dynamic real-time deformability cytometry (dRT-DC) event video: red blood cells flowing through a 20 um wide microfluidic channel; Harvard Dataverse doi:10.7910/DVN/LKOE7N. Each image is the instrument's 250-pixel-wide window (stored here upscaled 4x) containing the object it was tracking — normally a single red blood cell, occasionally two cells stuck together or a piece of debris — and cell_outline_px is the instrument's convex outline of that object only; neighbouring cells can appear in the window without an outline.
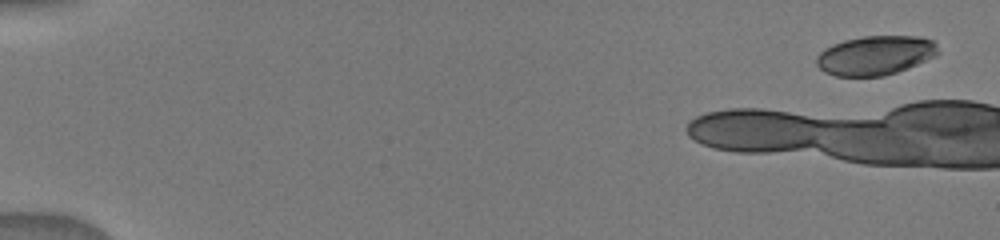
{"species": "human", "species_latin": "Homo sapiens", "temperature_condition": "warm", "stored_images_in_passage": 28, "camera_frame_rate_fps": 3000, "um_per_image_px": 0.085, "donor": {"sex": "male"}, "frame": {"image": 1, "passage_image": 1, "time_ms": 0.0, "image_size_px": [1000, 240], "cell_outline_px": [[940, 52], [916, 64], [896, 72], [884, 76], [836, 76], [824, 72], [816, 64], [816, 56], [824, 48], [832, 44], [844, 40], [864, 36], [920, 36], [936, 40]], "centroid_in_image_um": [74.39, 4.69], "position_along_channel_um": 10.6, "area_um2": 27.92}}
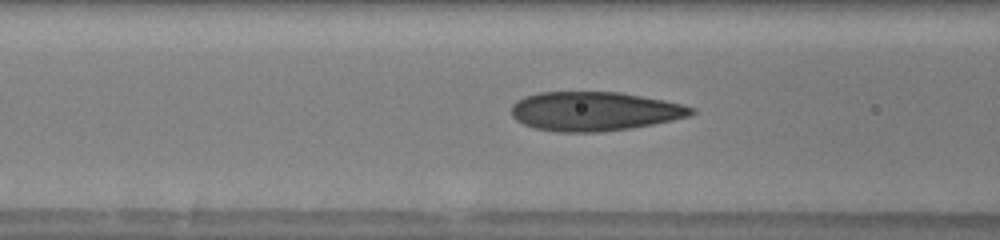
{"frame": {"image": 2, "passage_image": 11, "time_ms": 5.333, "image_size_px": [1000, 240], "cell_outline_px": [[696, 112], [688, 116], [672, 120], [632, 128], [600, 132], [556, 132], [536, 128], [524, 124], [516, 120], [512, 116], [512, 104], [516, 100], [524, 96], [540, 92], [620, 92], [664, 100], [684, 104], [696, 108]], "centroid_in_image_um": [50.53, 9.46], "position_along_channel_um": 116.1, "area_um2": 41.15}}
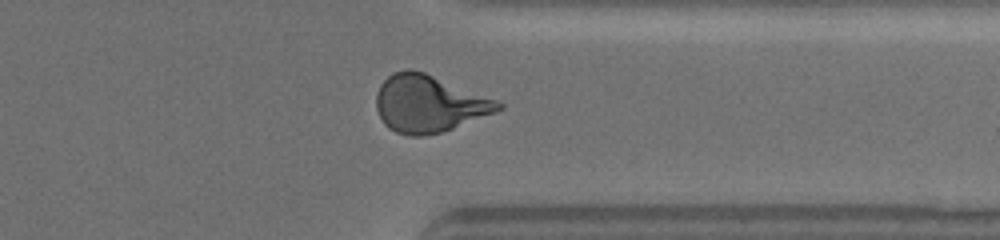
{"frame": {"image": 3, "passage_image": 25, "time_ms": 11.667, "image_size_px": [1000, 240], "cell_outline_px": [[504, 108], [452, 128], [440, 132], [420, 136], [408, 136], [396, 132], [388, 128], [384, 124], [376, 108], [376, 92], [380, 84], [392, 72], [408, 68], [424, 72], [496, 100], [504, 104]], "centroid_in_image_um": [36.39, 8.81], "position_along_channel_um": 375.0, "area_um2": 40.11}}